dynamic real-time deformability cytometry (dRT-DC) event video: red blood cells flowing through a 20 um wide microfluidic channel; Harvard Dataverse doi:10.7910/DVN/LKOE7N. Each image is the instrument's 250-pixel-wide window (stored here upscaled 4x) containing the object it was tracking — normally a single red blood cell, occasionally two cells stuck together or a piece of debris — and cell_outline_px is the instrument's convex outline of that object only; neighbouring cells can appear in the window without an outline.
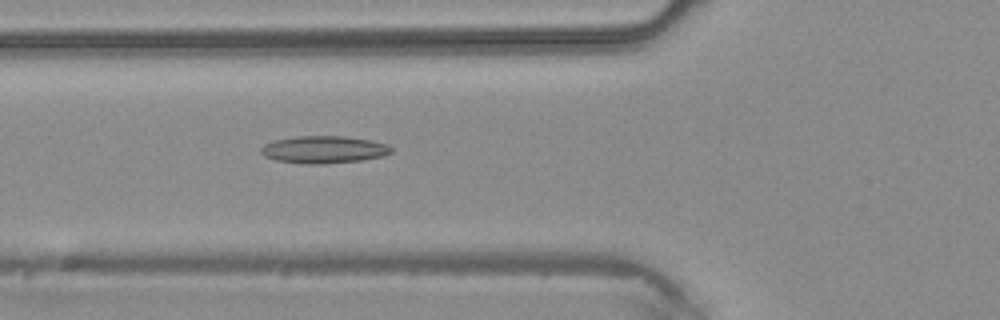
{"species": "common noctule bat (a hibernating species)", "species_latin": "Nyctalus noctula", "temperature_condition": "warm", "stored_images_in_passage": 45, "camera_frame_rate_fps": 3000, "um_per_image_px": 0.085, "animal": {"sex": "male", "body_mass_g": 20.4}, "frame": {"image": 1, "passage_image": 17, "time_ms": 5.333, "image_size_px": [1000, 320], "cell_outline_px": [[392, 152], [384, 156], [360, 160], [324, 164], [308, 164], [276, 160], [264, 156], [260, 152], [260, 148], [264, 144], [276, 140], [296, 136], [344, 136], [368, 140], [388, 144], [392, 148]], "centroid_in_image_um": [27.52, 12.71], "position_along_channel_um": 98.3, "area_um2": 20.69}}
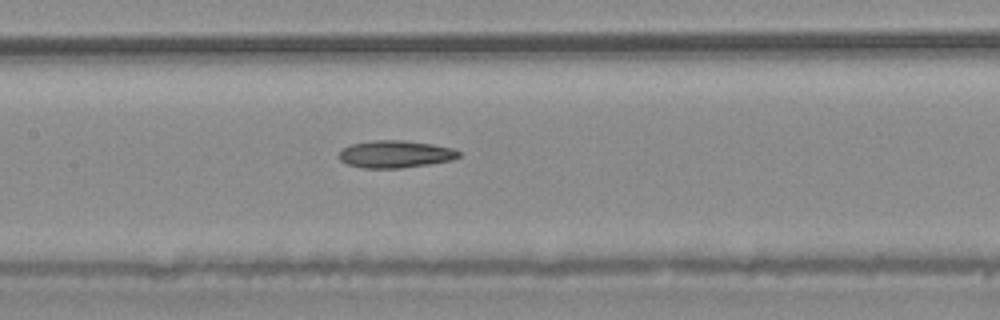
{"frame": {"image": 2, "passage_image": 22, "time_ms": 7.0, "image_size_px": [1000, 320], "cell_outline_px": [[460, 156], [452, 160], [428, 164], [400, 168], [364, 168], [348, 164], [340, 160], [340, 152], [344, 148], [352, 144], [372, 140], [404, 140], [432, 144], [452, 148], [460, 152]], "centroid_in_image_um": [33.62, 13.1], "position_along_channel_um": 173.8, "area_um2": 18.9}}
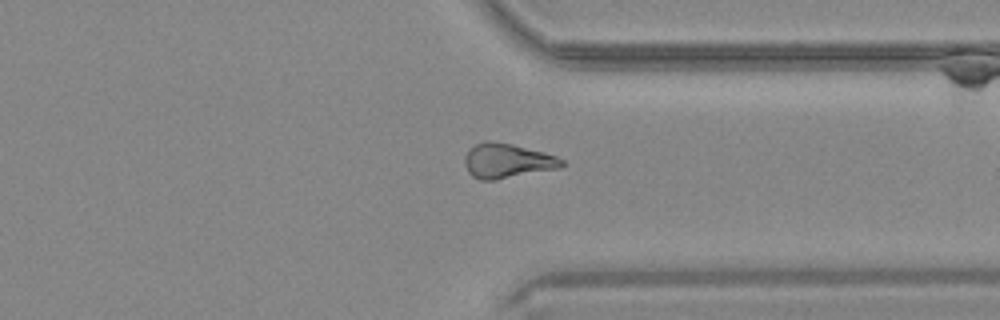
{"frame": {"image": 3, "passage_image": 35, "time_ms": 11.333, "image_size_px": [1000, 320], "cell_outline_px": [[568, 164], [560, 168], [496, 180], [480, 180], [472, 176], [468, 172], [464, 164], [464, 156], [468, 148], [484, 140], [488, 140], [512, 144], [544, 152], [556, 156], [564, 160]], "centroid_in_image_um": [43.11, 13.67], "position_along_channel_um": 368.3, "area_um2": 19.94}}